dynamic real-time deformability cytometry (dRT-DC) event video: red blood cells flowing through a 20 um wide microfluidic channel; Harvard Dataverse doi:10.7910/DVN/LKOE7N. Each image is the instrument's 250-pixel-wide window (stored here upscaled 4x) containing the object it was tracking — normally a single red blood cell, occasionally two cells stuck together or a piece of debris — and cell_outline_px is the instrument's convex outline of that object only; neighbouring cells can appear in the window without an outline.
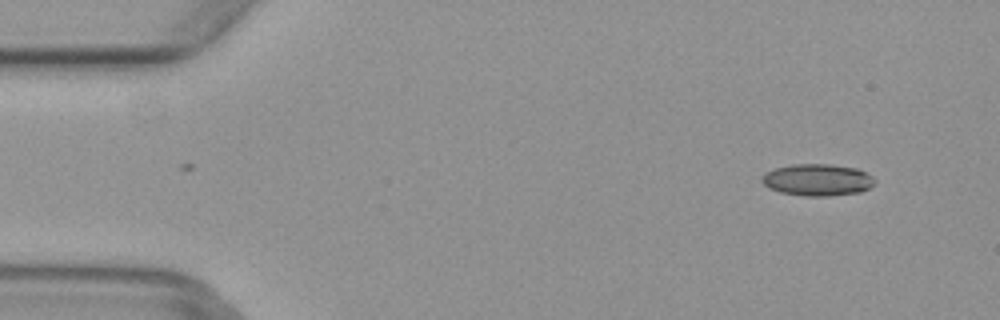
{"species": "common noctule bat (a hibernating species)", "species_latin": "Nyctalus noctula", "temperature_condition": "warm", "stored_images_in_passage": 2, "camera_frame_rate_fps": 3000, "um_per_image_px": 0.085, "animal": {"sex": "female", "body_mass_g": 29.2, "forearm_length_mm": 56.3}, "frame": {"image": 1, "passage_image": 2, "time_ms": 0.333, "image_size_px": [1000, 320], "cell_outline_px": [[876, 184], [860, 192], [828, 196], [804, 196], [780, 192], [768, 188], [760, 180], [760, 176], [764, 172], [776, 168], [792, 164], [832, 164], [856, 168], [872, 176], [876, 180]], "centroid_in_image_um": [69.46, 15.29], "position_along_channel_um": 15.5, "area_um2": 21.15}}